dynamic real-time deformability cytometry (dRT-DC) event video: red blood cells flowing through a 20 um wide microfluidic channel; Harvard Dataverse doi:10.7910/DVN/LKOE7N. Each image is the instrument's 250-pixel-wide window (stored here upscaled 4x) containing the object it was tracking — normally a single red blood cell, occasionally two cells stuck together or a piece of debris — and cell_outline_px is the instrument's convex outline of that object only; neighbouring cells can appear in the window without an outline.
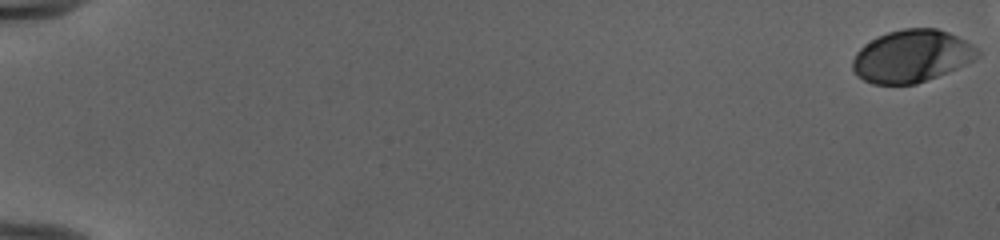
{"species": "human", "species_latin": "Homo sapiens", "temperature_condition": "cold", "stored_images_in_passage": 51, "camera_frame_rate_fps": 3000, "um_per_image_px": 0.085, "donor": {"sex": "female"}, "frame": {"image": 1, "passage_image": 1, "time_ms": 0.0, "image_size_px": [1000, 240], "cell_outline_px": [[980, 56], [956, 68], [916, 84], [872, 84], [856, 76], [852, 68], [852, 60], [856, 52], [864, 44], [876, 36], [888, 32], [904, 28], [936, 28], [948, 32], [972, 44], [980, 52]], "centroid_in_image_um": [77.45, 4.77], "position_along_channel_um": 7.6, "area_um2": 38.03}}
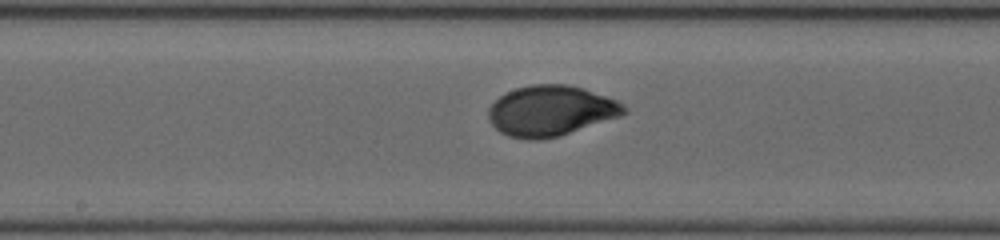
{"frame": {"image": 2, "passage_image": 31, "time_ms": 10.0, "image_size_px": [1000, 240], "cell_outline_px": [[628, 112], [620, 116], [560, 136], [540, 140], [528, 140], [508, 136], [500, 132], [488, 120], [488, 108], [500, 96], [516, 88], [532, 84], [568, 84], [584, 88], [616, 100], [624, 104], [628, 108]], "centroid_in_image_um": [46.82, 9.42], "position_along_channel_um": 201.4, "area_um2": 40.0}}
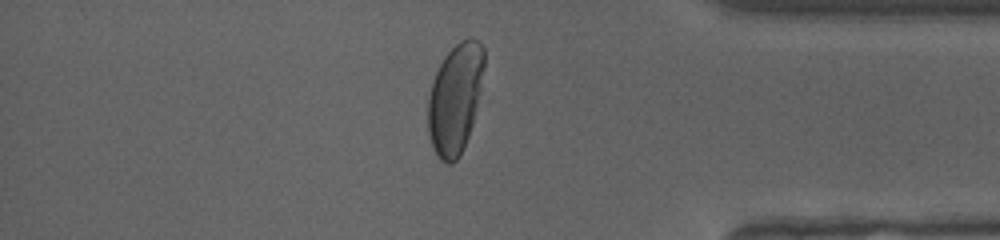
{"frame": {"image": 3, "passage_image": 47, "time_ms": 15.333, "image_size_px": [1000, 240], "cell_outline_px": [[484, 64], [480, 88], [472, 124], [468, 136], [460, 156], [452, 164], [448, 164], [440, 160], [432, 148], [428, 132], [428, 96], [436, 72], [444, 56], [460, 40], [468, 36], [476, 40], [484, 48]], "centroid_in_image_um": [38.67, 8.39], "position_along_channel_um": 396.5, "area_um2": 35.78}}